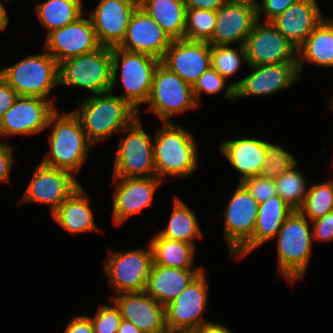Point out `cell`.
Returning <instances> with one entry per match:
<instances>
[{"label":"cell","mask_w":333,"mask_h":333,"mask_svg":"<svg viewBox=\"0 0 333 333\" xmlns=\"http://www.w3.org/2000/svg\"><path fill=\"white\" fill-rule=\"evenodd\" d=\"M204 269L185 290L165 306L166 327L176 332H191L203 323L207 310L208 281Z\"/></svg>","instance_id":"obj_13"},{"label":"cell","mask_w":333,"mask_h":333,"mask_svg":"<svg viewBox=\"0 0 333 333\" xmlns=\"http://www.w3.org/2000/svg\"><path fill=\"white\" fill-rule=\"evenodd\" d=\"M191 333H232L231 330L224 326V324H219L216 322H209L203 323L202 325L197 326L194 328Z\"/></svg>","instance_id":"obj_48"},{"label":"cell","mask_w":333,"mask_h":333,"mask_svg":"<svg viewBox=\"0 0 333 333\" xmlns=\"http://www.w3.org/2000/svg\"><path fill=\"white\" fill-rule=\"evenodd\" d=\"M90 11V17L98 42L105 47H118L126 34L132 14L139 0H99Z\"/></svg>","instance_id":"obj_19"},{"label":"cell","mask_w":333,"mask_h":333,"mask_svg":"<svg viewBox=\"0 0 333 333\" xmlns=\"http://www.w3.org/2000/svg\"><path fill=\"white\" fill-rule=\"evenodd\" d=\"M0 76L19 96L39 97L54 103L55 98L49 99L48 95L59 86V63L44 50L1 68Z\"/></svg>","instance_id":"obj_5"},{"label":"cell","mask_w":333,"mask_h":333,"mask_svg":"<svg viewBox=\"0 0 333 333\" xmlns=\"http://www.w3.org/2000/svg\"><path fill=\"white\" fill-rule=\"evenodd\" d=\"M18 93L0 76V119L12 107Z\"/></svg>","instance_id":"obj_45"},{"label":"cell","mask_w":333,"mask_h":333,"mask_svg":"<svg viewBox=\"0 0 333 333\" xmlns=\"http://www.w3.org/2000/svg\"><path fill=\"white\" fill-rule=\"evenodd\" d=\"M148 248L109 250L104 259V272L115 295L145 291L153 265L150 244Z\"/></svg>","instance_id":"obj_10"},{"label":"cell","mask_w":333,"mask_h":333,"mask_svg":"<svg viewBox=\"0 0 333 333\" xmlns=\"http://www.w3.org/2000/svg\"><path fill=\"white\" fill-rule=\"evenodd\" d=\"M7 13L6 6H4L3 2L0 0V32L5 30L9 24Z\"/></svg>","instance_id":"obj_51"},{"label":"cell","mask_w":333,"mask_h":333,"mask_svg":"<svg viewBox=\"0 0 333 333\" xmlns=\"http://www.w3.org/2000/svg\"><path fill=\"white\" fill-rule=\"evenodd\" d=\"M13 147L0 140V183L10 181L11 167L14 164Z\"/></svg>","instance_id":"obj_44"},{"label":"cell","mask_w":333,"mask_h":333,"mask_svg":"<svg viewBox=\"0 0 333 333\" xmlns=\"http://www.w3.org/2000/svg\"><path fill=\"white\" fill-rule=\"evenodd\" d=\"M82 0H45L36 4L39 21L50 32L74 22L84 15Z\"/></svg>","instance_id":"obj_33"},{"label":"cell","mask_w":333,"mask_h":333,"mask_svg":"<svg viewBox=\"0 0 333 333\" xmlns=\"http://www.w3.org/2000/svg\"><path fill=\"white\" fill-rule=\"evenodd\" d=\"M248 67L252 69L250 74L231 82L235 87V99L273 95L301 80L297 63Z\"/></svg>","instance_id":"obj_17"},{"label":"cell","mask_w":333,"mask_h":333,"mask_svg":"<svg viewBox=\"0 0 333 333\" xmlns=\"http://www.w3.org/2000/svg\"><path fill=\"white\" fill-rule=\"evenodd\" d=\"M324 18L317 0H298L270 23L298 48Z\"/></svg>","instance_id":"obj_24"},{"label":"cell","mask_w":333,"mask_h":333,"mask_svg":"<svg viewBox=\"0 0 333 333\" xmlns=\"http://www.w3.org/2000/svg\"><path fill=\"white\" fill-rule=\"evenodd\" d=\"M204 269H177L153 264L145 292L164 307L180 295Z\"/></svg>","instance_id":"obj_27"},{"label":"cell","mask_w":333,"mask_h":333,"mask_svg":"<svg viewBox=\"0 0 333 333\" xmlns=\"http://www.w3.org/2000/svg\"><path fill=\"white\" fill-rule=\"evenodd\" d=\"M153 138L157 178H185L193 175L200 162L193 134L178 123L163 122ZM165 178V179H163Z\"/></svg>","instance_id":"obj_3"},{"label":"cell","mask_w":333,"mask_h":333,"mask_svg":"<svg viewBox=\"0 0 333 333\" xmlns=\"http://www.w3.org/2000/svg\"><path fill=\"white\" fill-rule=\"evenodd\" d=\"M311 223L313 240L319 242H330L333 240V211L324 217L311 221Z\"/></svg>","instance_id":"obj_43"},{"label":"cell","mask_w":333,"mask_h":333,"mask_svg":"<svg viewBox=\"0 0 333 333\" xmlns=\"http://www.w3.org/2000/svg\"><path fill=\"white\" fill-rule=\"evenodd\" d=\"M258 21L257 12L243 5L226 2L216 12V23L210 45H245L246 39Z\"/></svg>","instance_id":"obj_23"},{"label":"cell","mask_w":333,"mask_h":333,"mask_svg":"<svg viewBox=\"0 0 333 333\" xmlns=\"http://www.w3.org/2000/svg\"><path fill=\"white\" fill-rule=\"evenodd\" d=\"M226 82L227 80L223 76L210 67L199 77L198 81L192 87L196 103L200 105L202 93L215 95L220 93L223 89L226 99L236 100L235 87L231 83L225 87L227 85Z\"/></svg>","instance_id":"obj_38"},{"label":"cell","mask_w":333,"mask_h":333,"mask_svg":"<svg viewBox=\"0 0 333 333\" xmlns=\"http://www.w3.org/2000/svg\"><path fill=\"white\" fill-rule=\"evenodd\" d=\"M333 68V18L325 17L297 48V65L301 77L304 65Z\"/></svg>","instance_id":"obj_29"},{"label":"cell","mask_w":333,"mask_h":333,"mask_svg":"<svg viewBox=\"0 0 333 333\" xmlns=\"http://www.w3.org/2000/svg\"><path fill=\"white\" fill-rule=\"evenodd\" d=\"M146 111L153 112L163 122H174L173 116L198 109L193 88L161 62L153 75Z\"/></svg>","instance_id":"obj_8"},{"label":"cell","mask_w":333,"mask_h":333,"mask_svg":"<svg viewBox=\"0 0 333 333\" xmlns=\"http://www.w3.org/2000/svg\"><path fill=\"white\" fill-rule=\"evenodd\" d=\"M117 333H142L133 323L121 320L120 326L118 327Z\"/></svg>","instance_id":"obj_49"},{"label":"cell","mask_w":333,"mask_h":333,"mask_svg":"<svg viewBox=\"0 0 333 333\" xmlns=\"http://www.w3.org/2000/svg\"><path fill=\"white\" fill-rule=\"evenodd\" d=\"M228 2H230L232 4H236V5L247 6L257 12V10L259 9V7L261 5L260 2H262V0L259 2L257 0H228Z\"/></svg>","instance_id":"obj_50"},{"label":"cell","mask_w":333,"mask_h":333,"mask_svg":"<svg viewBox=\"0 0 333 333\" xmlns=\"http://www.w3.org/2000/svg\"><path fill=\"white\" fill-rule=\"evenodd\" d=\"M298 162L289 170L274 179L277 195L283 199L293 210H299L308 192V179L298 169Z\"/></svg>","instance_id":"obj_34"},{"label":"cell","mask_w":333,"mask_h":333,"mask_svg":"<svg viewBox=\"0 0 333 333\" xmlns=\"http://www.w3.org/2000/svg\"><path fill=\"white\" fill-rule=\"evenodd\" d=\"M76 86L93 94L110 92L112 85V48L101 46L59 63V87Z\"/></svg>","instance_id":"obj_7"},{"label":"cell","mask_w":333,"mask_h":333,"mask_svg":"<svg viewBox=\"0 0 333 333\" xmlns=\"http://www.w3.org/2000/svg\"><path fill=\"white\" fill-rule=\"evenodd\" d=\"M56 110L52 100L19 96L0 119V139L4 136H32L47 130L50 116Z\"/></svg>","instance_id":"obj_15"},{"label":"cell","mask_w":333,"mask_h":333,"mask_svg":"<svg viewBox=\"0 0 333 333\" xmlns=\"http://www.w3.org/2000/svg\"><path fill=\"white\" fill-rule=\"evenodd\" d=\"M80 185L71 172L39 162L20 202L49 205L52 215Z\"/></svg>","instance_id":"obj_12"},{"label":"cell","mask_w":333,"mask_h":333,"mask_svg":"<svg viewBox=\"0 0 333 333\" xmlns=\"http://www.w3.org/2000/svg\"><path fill=\"white\" fill-rule=\"evenodd\" d=\"M259 202L239 182L223 213L224 238L232 257L252 238Z\"/></svg>","instance_id":"obj_11"},{"label":"cell","mask_w":333,"mask_h":333,"mask_svg":"<svg viewBox=\"0 0 333 333\" xmlns=\"http://www.w3.org/2000/svg\"><path fill=\"white\" fill-rule=\"evenodd\" d=\"M228 0H184L186 9L218 11Z\"/></svg>","instance_id":"obj_47"},{"label":"cell","mask_w":333,"mask_h":333,"mask_svg":"<svg viewBox=\"0 0 333 333\" xmlns=\"http://www.w3.org/2000/svg\"><path fill=\"white\" fill-rule=\"evenodd\" d=\"M244 46L248 66L297 63V48L270 22L257 21Z\"/></svg>","instance_id":"obj_14"},{"label":"cell","mask_w":333,"mask_h":333,"mask_svg":"<svg viewBox=\"0 0 333 333\" xmlns=\"http://www.w3.org/2000/svg\"><path fill=\"white\" fill-rule=\"evenodd\" d=\"M153 264L177 269H205L193 266L196 246L183 241L170 240L158 233L149 240Z\"/></svg>","instance_id":"obj_31"},{"label":"cell","mask_w":333,"mask_h":333,"mask_svg":"<svg viewBox=\"0 0 333 333\" xmlns=\"http://www.w3.org/2000/svg\"><path fill=\"white\" fill-rule=\"evenodd\" d=\"M94 333H117L122 316L119 308L109 299L108 304H102L96 310L94 316H89Z\"/></svg>","instance_id":"obj_40"},{"label":"cell","mask_w":333,"mask_h":333,"mask_svg":"<svg viewBox=\"0 0 333 333\" xmlns=\"http://www.w3.org/2000/svg\"><path fill=\"white\" fill-rule=\"evenodd\" d=\"M296 1L298 0H262L261 5L257 10V19L258 21H261V16H264V22H271Z\"/></svg>","instance_id":"obj_42"},{"label":"cell","mask_w":333,"mask_h":333,"mask_svg":"<svg viewBox=\"0 0 333 333\" xmlns=\"http://www.w3.org/2000/svg\"><path fill=\"white\" fill-rule=\"evenodd\" d=\"M216 23V11L186 9L185 39L208 41Z\"/></svg>","instance_id":"obj_37"},{"label":"cell","mask_w":333,"mask_h":333,"mask_svg":"<svg viewBox=\"0 0 333 333\" xmlns=\"http://www.w3.org/2000/svg\"><path fill=\"white\" fill-rule=\"evenodd\" d=\"M161 61L153 56L125 51L119 47L112 48V85L113 92L116 83L120 80L124 89L119 94L133 108L138 111L145 104L151 91L153 75L156 67ZM120 68V69H119ZM121 71L118 76V71Z\"/></svg>","instance_id":"obj_6"},{"label":"cell","mask_w":333,"mask_h":333,"mask_svg":"<svg viewBox=\"0 0 333 333\" xmlns=\"http://www.w3.org/2000/svg\"><path fill=\"white\" fill-rule=\"evenodd\" d=\"M174 198L168 225L158 234L163 238L183 241L195 246V240L202 239V230L198 218L183 200L176 196Z\"/></svg>","instance_id":"obj_32"},{"label":"cell","mask_w":333,"mask_h":333,"mask_svg":"<svg viewBox=\"0 0 333 333\" xmlns=\"http://www.w3.org/2000/svg\"><path fill=\"white\" fill-rule=\"evenodd\" d=\"M175 333H191V332H185V331H184V332H175Z\"/></svg>","instance_id":"obj_54"},{"label":"cell","mask_w":333,"mask_h":333,"mask_svg":"<svg viewBox=\"0 0 333 333\" xmlns=\"http://www.w3.org/2000/svg\"><path fill=\"white\" fill-rule=\"evenodd\" d=\"M161 63L193 87L211 67L210 44L207 41L173 40Z\"/></svg>","instance_id":"obj_20"},{"label":"cell","mask_w":333,"mask_h":333,"mask_svg":"<svg viewBox=\"0 0 333 333\" xmlns=\"http://www.w3.org/2000/svg\"><path fill=\"white\" fill-rule=\"evenodd\" d=\"M211 67L226 80L239 72L242 64L247 65L245 46L210 45Z\"/></svg>","instance_id":"obj_35"},{"label":"cell","mask_w":333,"mask_h":333,"mask_svg":"<svg viewBox=\"0 0 333 333\" xmlns=\"http://www.w3.org/2000/svg\"><path fill=\"white\" fill-rule=\"evenodd\" d=\"M73 113L94 146L116 133L120 134L138 117V111L113 92L83 97L78 100Z\"/></svg>","instance_id":"obj_2"},{"label":"cell","mask_w":333,"mask_h":333,"mask_svg":"<svg viewBox=\"0 0 333 333\" xmlns=\"http://www.w3.org/2000/svg\"><path fill=\"white\" fill-rule=\"evenodd\" d=\"M64 333H94V328L89 316L82 314L69 322Z\"/></svg>","instance_id":"obj_46"},{"label":"cell","mask_w":333,"mask_h":333,"mask_svg":"<svg viewBox=\"0 0 333 333\" xmlns=\"http://www.w3.org/2000/svg\"><path fill=\"white\" fill-rule=\"evenodd\" d=\"M139 6L172 39H185L184 0H139Z\"/></svg>","instance_id":"obj_30"},{"label":"cell","mask_w":333,"mask_h":333,"mask_svg":"<svg viewBox=\"0 0 333 333\" xmlns=\"http://www.w3.org/2000/svg\"><path fill=\"white\" fill-rule=\"evenodd\" d=\"M172 41L155 20L138 6L118 47L128 52L147 54L161 61Z\"/></svg>","instance_id":"obj_21"},{"label":"cell","mask_w":333,"mask_h":333,"mask_svg":"<svg viewBox=\"0 0 333 333\" xmlns=\"http://www.w3.org/2000/svg\"><path fill=\"white\" fill-rule=\"evenodd\" d=\"M240 183L259 204L277 195L274 179L262 175L248 177Z\"/></svg>","instance_id":"obj_41"},{"label":"cell","mask_w":333,"mask_h":333,"mask_svg":"<svg viewBox=\"0 0 333 333\" xmlns=\"http://www.w3.org/2000/svg\"><path fill=\"white\" fill-rule=\"evenodd\" d=\"M310 225L311 221L299 210H293L275 237L277 272L290 284L305 277L313 247V230Z\"/></svg>","instance_id":"obj_4"},{"label":"cell","mask_w":333,"mask_h":333,"mask_svg":"<svg viewBox=\"0 0 333 333\" xmlns=\"http://www.w3.org/2000/svg\"><path fill=\"white\" fill-rule=\"evenodd\" d=\"M100 47L90 17L82 15L61 29L50 32L42 50L60 63L81 54L91 53Z\"/></svg>","instance_id":"obj_18"},{"label":"cell","mask_w":333,"mask_h":333,"mask_svg":"<svg viewBox=\"0 0 333 333\" xmlns=\"http://www.w3.org/2000/svg\"><path fill=\"white\" fill-rule=\"evenodd\" d=\"M293 209L278 195L259 204L252 238L232 257L245 258L258 247L274 239Z\"/></svg>","instance_id":"obj_25"},{"label":"cell","mask_w":333,"mask_h":333,"mask_svg":"<svg viewBox=\"0 0 333 333\" xmlns=\"http://www.w3.org/2000/svg\"><path fill=\"white\" fill-rule=\"evenodd\" d=\"M219 148L230 166L240 173L239 182L262 174L267 154L266 140L243 136L235 140H224Z\"/></svg>","instance_id":"obj_26"},{"label":"cell","mask_w":333,"mask_h":333,"mask_svg":"<svg viewBox=\"0 0 333 333\" xmlns=\"http://www.w3.org/2000/svg\"><path fill=\"white\" fill-rule=\"evenodd\" d=\"M112 182L115 184L112 219L116 226H121L128 218L150 207L156 189L164 183L157 177H113Z\"/></svg>","instance_id":"obj_16"},{"label":"cell","mask_w":333,"mask_h":333,"mask_svg":"<svg viewBox=\"0 0 333 333\" xmlns=\"http://www.w3.org/2000/svg\"><path fill=\"white\" fill-rule=\"evenodd\" d=\"M140 120L138 116L120 132L123 136L114 159L113 177H157L153 137L144 130Z\"/></svg>","instance_id":"obj_9"},{"label":"cell","mask_w":333,"mask_h":333,"mask_svg":"<svg viewBox=\"0 0 333 333\" xmlns=\"http://www.w3.org/2000/svg\"><path fill=\"white\" fill-rule=\"evenodd\" d=\"M47 128L51 129L47 137L50 150L40 163L76 175L94 146L88 140L79 118L73 111L59 114L56 110L50 116Z\"/></svg>","instance_id":"obj_1"},{"label":"cell","mask_w":333,"mask_h":333,"mask_svg":"<svg viewBox=\"0 0 333 333\" xmlns=\"http://www.w3.org/2000/svg\"><path fill=\"white\" fill-rule=\"evenodd\" d=\"M266 149L267 154L261 174L263 177L276 179L298 162L285 147L274 142L266 141Z\"/></svg>","instance_id":"obj_39"},{"label":"cell","mask_w":333,"mask_h":333,"mask_svg":"<svg viewBox=\"0 0 333 333\" xmlns=\"http://www.w3.org/2000/svg\"><path fill=\"white\" fill-rule=\"evenodd\" d=\"M110 299L122 319L133 323L142 333H157L166 328L165 307L145 291L117 294Z\"/></svg>","instance_id":"obj_22"},{"label":"cell","mask_w":333,"mask_h":333,"mask_svg":"<svg viewBox=\"0 0 333 333\" xmlns=\"http://www.w3.org/2000/svg\"><path fill=\"white\" fill-rule=\"evenodd\" d=\"M299 211L310 221L333 211V180L311 185Z\"/></svg>","instance_id":"obj_36"},{"label":"cell","mask_w":333,"mask_h":333,"mask_svg":"<svg viewBox=\"0 0 333 333\" xmlns=\"http://www.w3.org/2000/svg\"><path fill=\"white\" fill-rule=\"evenodd\" d=\"M90 205L88 193L80 185L51 216L68 233L97 232L99 228Z\"/></svg>","instance_id":"obj_28"},{"label":"cell","mask_w":333,"mask_h":333,"mask_svg":"<svg viewBox=\"0 0 333 333\" xmlns=\"http://www.w3.org/2000/svg\"><path fill=\"white\" fill-rule=\"evenodd\" d=\"M330 109H332V111H333V95H332V97H331V100H330Z\"/></svg>","instance_id":"obj_53"},{"label":"cell","mask_w":333,"mask_h":333,"mask_svg":"<svg viewBox=\"0 0 333 333\" xmlns=\"http://www.w3.org/2000/svg\"><path fill=\"white\" fill-rule=\"evenodd\" d=\"M175 332L176 331H173L172 329L166 327L164 330L157 332V333H175Z\"/></svg>","instance_id":"obj_52"}]
</instances>
